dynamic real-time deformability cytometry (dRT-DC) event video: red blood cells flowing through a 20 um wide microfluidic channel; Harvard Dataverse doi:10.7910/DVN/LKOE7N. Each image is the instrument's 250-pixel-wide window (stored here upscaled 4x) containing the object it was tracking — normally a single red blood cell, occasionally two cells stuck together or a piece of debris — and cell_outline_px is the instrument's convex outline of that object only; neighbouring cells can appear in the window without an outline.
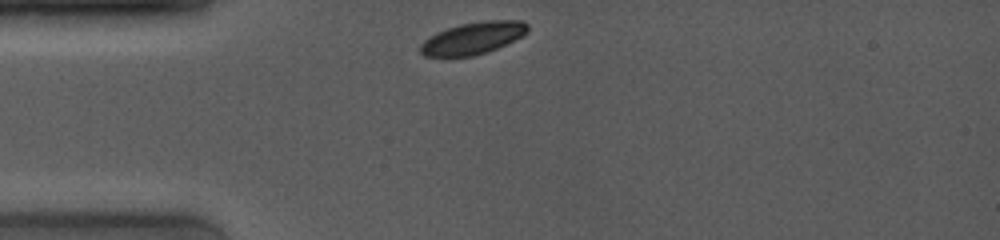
{"species": "common noctule bat (a hibernating species)", "species_latin": "Nyctalus noctula", "temperature_condition": "room temperature", "stored_images_in_passage": 61, "camera_frame_rate_fps": 4000, "um_per_image_px": 0.085, "animal": {"sex": "female", "body_mass_g": 19.0, "forearm_length_mm": 53.3}, "frame": {"image": 1, "passage_image": 1, "time_ms": 0.0, "image_size_px": [1000, 240], "cell_outline_px": [[528, 32], [496, 48], [472, 56], [424, 56], [420, 52], [420, 44], [424, 40], [436, 32], [460, 24], [488, 20], [520, 20], [528, 24]], "centroid_in_image_um": [40.17, 3.23], "position_along_channel_um": 44.8, "area_um2": 19.71}}
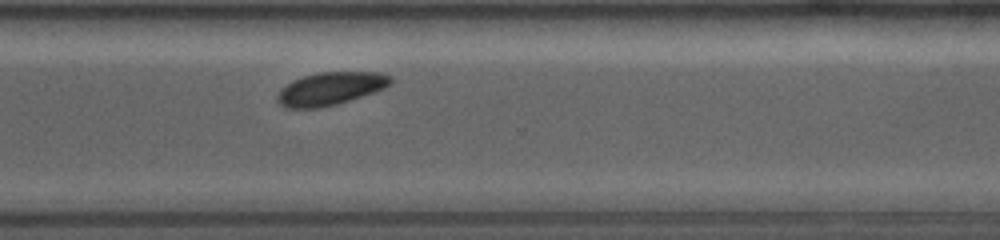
{"frame": {"image": 2, "passage_image": 47, "time_ms": 8.0, "image_size_px": [1000, 240], "cell_outline_px": [[392, 80], [384, 88], [336, 104], [320, 108], [284, 108], [276, 100], [276, 96], [280, 88], [292, 80], [316, 72], [380, 72], [392, 76]], "centroid_in_image_um": [28.02, 7.53], "position_along_channel_um": 342.6, "area_um2": 21.68}}
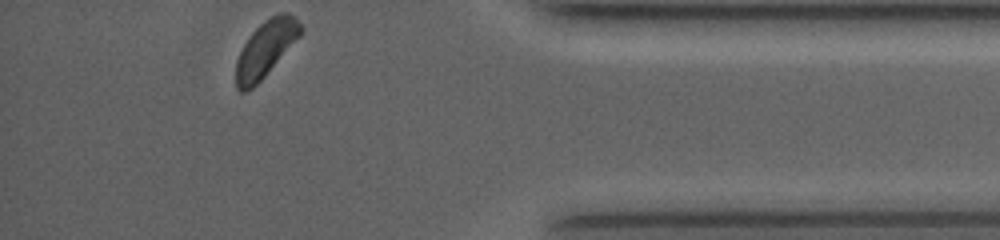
{"frame": {"image": 3, "passage_image": 61, "time_ms": 10.25, "image_size_px": [1000, 240], "cell_outline_px": [[304, 28], [300, 36], [264, 76], [252, 88], [244, 92], [240, 92], [236, 88], [236, 60], [244, 44], [252, 32], [264, 20], [280, 12], [288, 12]], "centroid_in_image_um": [22.57, 4.14], "position_along_channel_um": 412.6, "area_um2": 20.75}, "authors_computed_cell_mechanics": {"area_um2": 21.675, "velocity_mm_per_s": 3.9534, "shape_relaxation_time_tau1_ms": 0.8295, "shape_relaxation_time_tau2_ms": 10.4095, "deformation_change_tau1": 0.0701, "deformation_change_tau2": 0.0791}}